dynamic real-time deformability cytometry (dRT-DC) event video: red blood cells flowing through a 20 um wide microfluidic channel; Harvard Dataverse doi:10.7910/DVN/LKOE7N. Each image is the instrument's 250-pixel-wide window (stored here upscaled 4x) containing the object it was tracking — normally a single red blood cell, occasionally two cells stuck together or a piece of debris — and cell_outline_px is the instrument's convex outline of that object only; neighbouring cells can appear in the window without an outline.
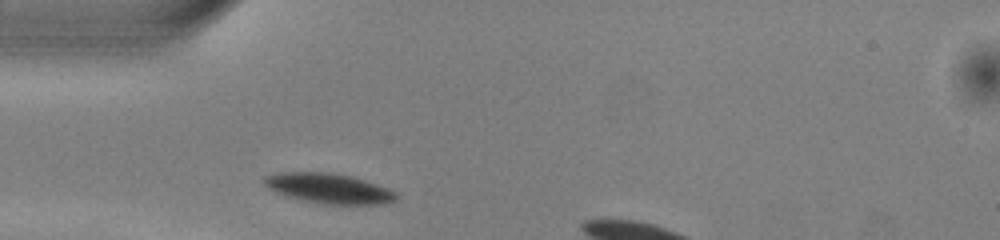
{"species": "common noctule bat (a hibernating species)", "species_latin": "Nyctalus noctula", "temperature_condition": "warm", "stored_images_in_passage": 5, "camera_frame_rate_fps": 3000, "um_per_image_px": 0.085, "animal": {"sex": "male", "body_mass_g": 13.0, "forearm_length_mm": 53.1}, "frame": {"image": 1, "passage_image": 1, "time_ms": 0.0, "image_size_px": [1000, 240], "cell_outline_px": [[396, 200], [384, 204], [324, 204], [304, 200], [288, 196], [276, 192], [268, 188], [260, 180], [264, 176], [276, 172], [332, 172], [352, 176], [388, 188], [396, 192]], "centroid_in_image_um": [27.91, 15.99], "position_along_channel_um": 57.1, "area_um2": 23.18}}
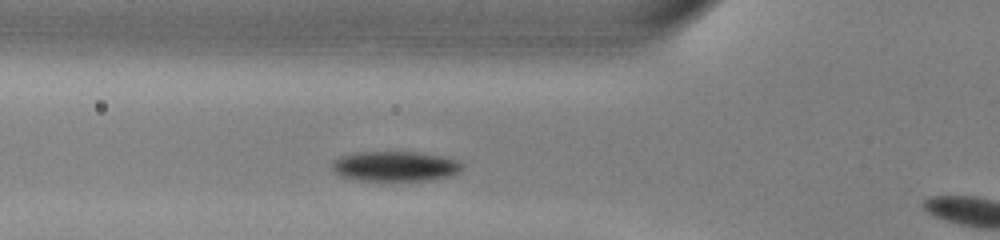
{"frame": {"image": 2, "passage_image": 4, "time_ms": 1.0, "image_size_px": [1000, 240], "cell_outline_px": [[464, 168], [460, 172], [452, 176], [432, 180], [352, 180], [340, 176], [332, 172], [332, 160], [340, 156], [356, 152], [420, 152], [440, 156], [456, 160], [464, 164]], "centroid_in_image_um": [33.58, 14.14], "position_along_channel_um": 92.2, "area_um2": 23.12}}